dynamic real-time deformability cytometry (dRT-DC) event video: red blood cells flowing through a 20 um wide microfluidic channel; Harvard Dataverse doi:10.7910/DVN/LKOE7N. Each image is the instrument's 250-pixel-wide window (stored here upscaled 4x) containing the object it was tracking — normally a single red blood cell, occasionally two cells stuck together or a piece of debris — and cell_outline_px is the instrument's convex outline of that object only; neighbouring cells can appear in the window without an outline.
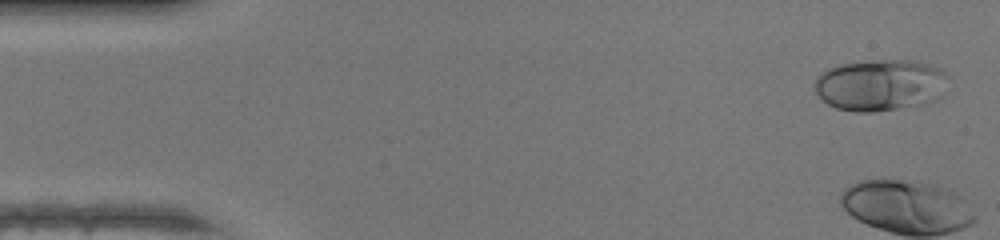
{"species": "human", "species_latin": "Homo sapiens", "temperature_condition": "warm", "stored_images_in_passage": 5, "camera_frame_rate_fps": 3000, "um_per_image_px": 0.085, "donor": {"sex": "female"}, "frame": {"image": 1, "passage_image": 2, "time_ms": 0.333, "image_size_px": [1000, 240], "cell_outline_px": [[948, 76], [944, 96], [936, 100], [924, 104], [872, 112], [856, 112], [836, 108], [828, 104], [816, 92], [812, 84], [816, 76], [820, 72], [828, 68], [840, 64], [880, 60], [916, 60], [940, 68]], "centroid_in_image_um": [74.84, 7.23], "position_along_channel_um": 10.2, "area_um2": 40.58}}